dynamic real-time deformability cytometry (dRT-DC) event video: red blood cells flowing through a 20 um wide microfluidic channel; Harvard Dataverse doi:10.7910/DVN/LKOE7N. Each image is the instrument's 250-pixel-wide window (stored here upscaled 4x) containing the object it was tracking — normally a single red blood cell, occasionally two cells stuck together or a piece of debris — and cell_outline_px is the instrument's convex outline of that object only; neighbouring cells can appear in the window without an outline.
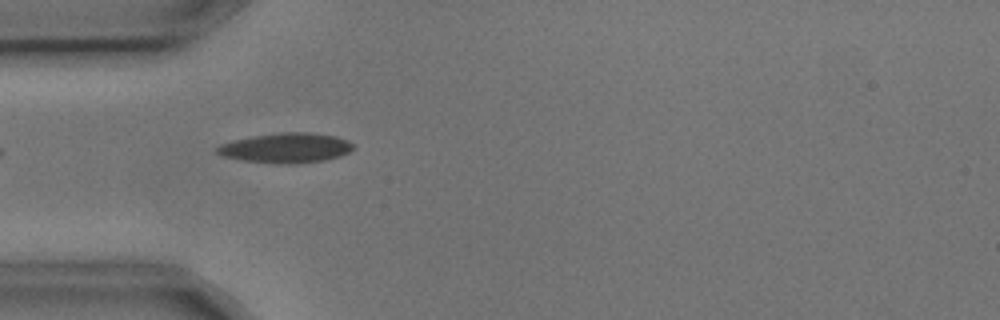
{"species": "common noctule bat (a hibernating species)", "species_latin": "Nyctalus noctula", "temperature_condition": "cold", "stored_images_in_passage": 7, "camera_frame_rate_fps": 3000, "um_per_image_px": 0.085, "animal": {"sex": "male", "body_mass_g": 17.9, "forearm_length_mm": 54.2}, "frame": {"image": 1, "passage_image": 5, "time_ms": 1.333, "image_size_px": [1000, 320], "cell_outline_px": [[352, 148], [348, 152], [340, 156], [324, 160], [296, 164], [272, 164], [244, 160], [220, 156], [216, 152], [216, 148], [220, 144], [232, 140], [252, 136], [280, 132], [308, 132], [336, 136], [348, 140], [352, 144]], "centroid_in_image_um": [24.27, 12.58], "position_along_channel_um": 60.7, "area_um2": 23.87}}
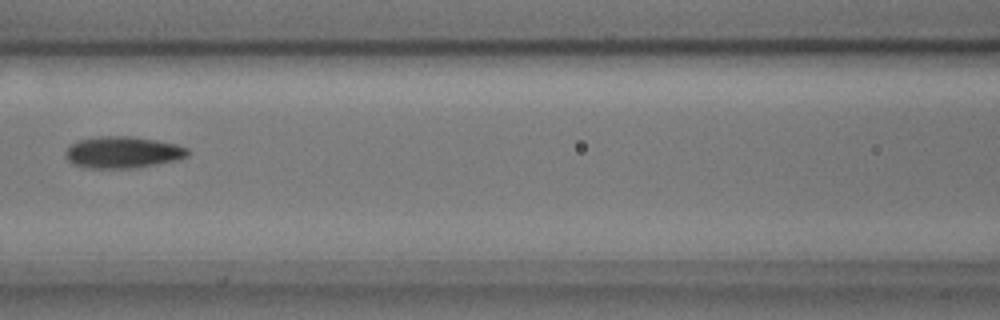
{"frame": {"image": 2, "passage_image": 7, "time_ms": 2.0, "image_size_px": [1000, 320], "cell_outline_px": [[188, 156], [176, 160], [136, 168], [88, 168], [72, 164], [68, 160], [64, 152], [72, 144], [80, 140], [100, 136], [132, 136], [156, 140], [176, 144], [188, 148]], "centroid_in_image_um": [10.44, 12.95], "position_along_channel_um": 156.2, "area_um2": 22.48}}